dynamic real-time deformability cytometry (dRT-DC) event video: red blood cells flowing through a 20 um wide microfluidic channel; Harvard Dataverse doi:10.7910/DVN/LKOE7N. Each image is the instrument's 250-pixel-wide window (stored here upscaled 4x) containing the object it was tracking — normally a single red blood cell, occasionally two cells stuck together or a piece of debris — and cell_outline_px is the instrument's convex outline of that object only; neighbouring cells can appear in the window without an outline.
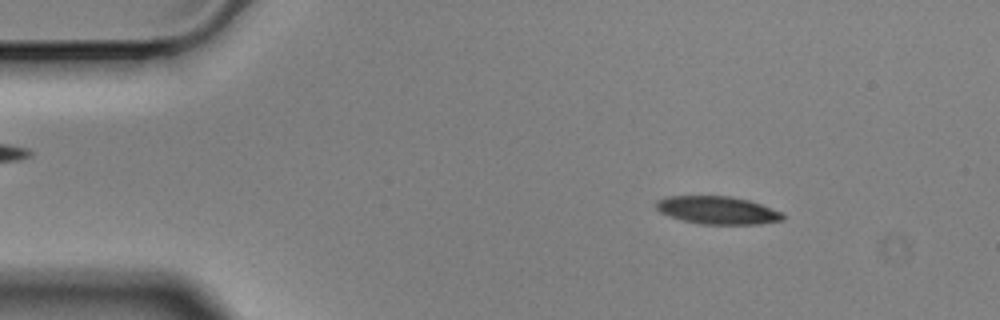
{"species": "Egyptian fruit bat (a non-hibernating species)", "species_latin": "Rousettus aegyptiacus", "temperature_condition": "cold", "stored_images_in_passage": 56, "camera_frame_rate_fps": 3000, "um_per_image_px": 0.085, "animal": {"sex": "male"}, "frame": {"image": 1, "passage_image": 7, "time_ms": 2.0, "image_size_px": [1000, 320], "cell_outline_px": [[784, 220], [760, 224], [700, 224], [668, 216], [660, 212], [656, 208], [656, 200], [668, 196], [732, 196], [748, 200], [784, 212]], "centroid_in_image_um": [61.0, 17.87], "position_along_channel_um": 24.0, "area_um2": 20.63}}
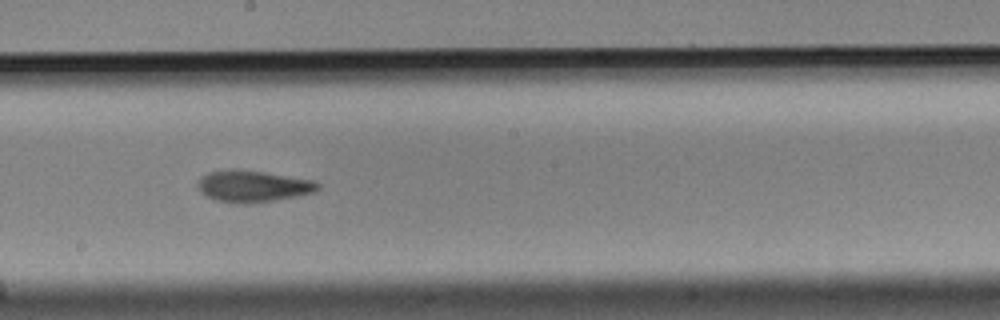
{"frame": {"image": 2, "passage_image": 30, "time_ms": 9.667, "image_size_px": [1000, 320], "cell_outline_px": [[320, 188], [316, 192], [276, 200], [252, 204], [236, 204], [216, 200], [200, 192], [196, 184], [200, 176], [208, 172], [264, 172], [312, 180], [320, 184]], "centroid_in_image_um": [21.52, 15.88], "position_along_channel_um": 226.7, "area_um2": 21.62}}
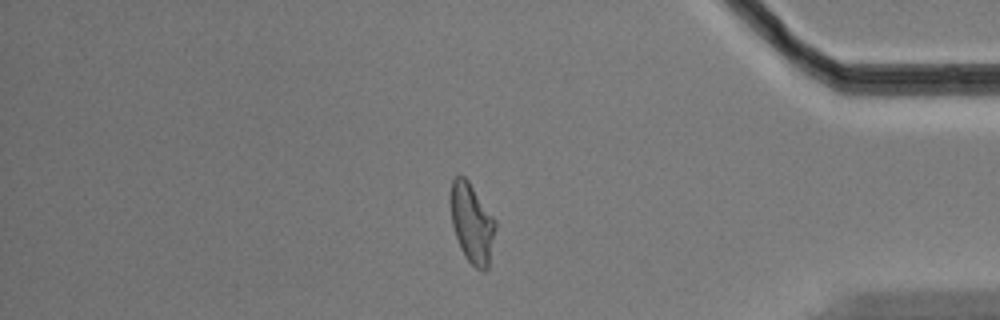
{"frame": {"image": 3, "passage_image": 47, "time_ms": 15.333, "image_size_px": [1000, 320], "cell_outline_px": [[496, 228], [488, 268], [484, 272], [476, 268], [464, 256], [460, 248], [452, 224], [452, 180], [460, 172], [468, 180], [496, 220]], "centroid_in_image_um": [40.14, 18.99], "position_along_channel_um": 395.1, "area_um2": 20.58}, "authors_computed_cell_mechanics": {"area_um2": 21.2704, "velocity_mm_per_s": 3.5032, "shape_relaxation_time_tau1_ms": 4.5152, "shape_relaxation_time_tau2_ms": 3.4781, "deformation_change_tau1": 0.1712, "deformation_change_tau2": 0.1185}}